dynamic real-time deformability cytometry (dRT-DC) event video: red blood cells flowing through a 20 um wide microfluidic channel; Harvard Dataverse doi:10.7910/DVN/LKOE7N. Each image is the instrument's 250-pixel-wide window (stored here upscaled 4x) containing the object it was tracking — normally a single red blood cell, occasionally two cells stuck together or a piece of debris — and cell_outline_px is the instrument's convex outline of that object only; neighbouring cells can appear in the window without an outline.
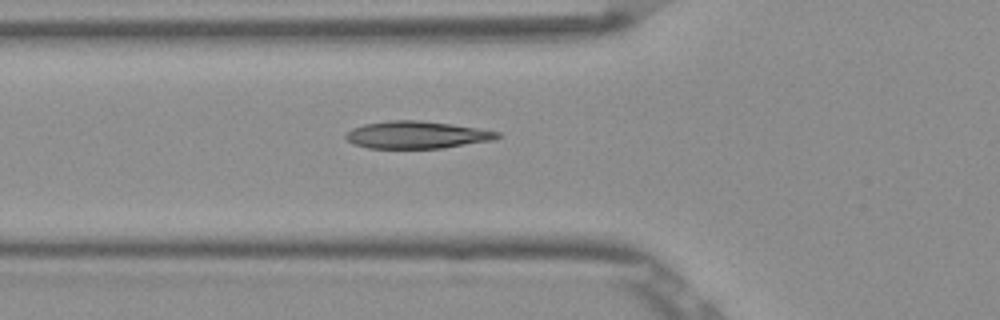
{"species": "Egyptian fruit bat (a non-hibernating species)", "species_latin": "Rousettus aegyptiacus", "temperature_condition": "room temperature", "stored_images_in_passage": 36, "camera_frame_rate_fps": 3000, "um_per_image_px": 0.085, "frame": {"image": 1, "passage_image": 2, "time_ms": 0.333, "image_size_px": [1000, 320], "cell_outline_px": [[500, 136], [492, 140], [440, 148], [368, 148], [352, 144], [344, 136], [352, 128], [364, 124], [388, 120], [420, 120], [452, 124], [500, 132]], "centroid_in_image_um": [35.37, 11.46], "position_along_channel_um": 90.4, "area_um2": 23.99}}
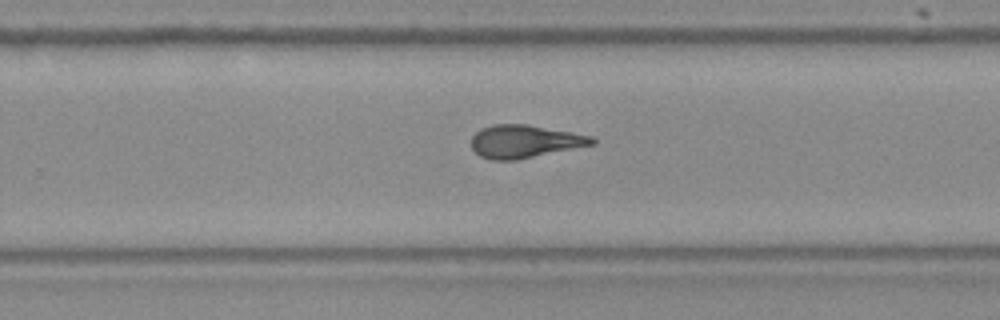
{"frame": {"image": 2, "passage_image": 17, "time_ms": 5.333, "image_size_px": [1000, 320], "cell_outline_px": [[596, 144], [516, 160], [492, 160], [480, 156], [472, 148], [472, 136], [480, 128], [492, 124], [528, 124], [572, 132], [592, 136], [596, 140]], "centroid_in_image_um": [44.6, 12.01], "position_along_channel_um": 285.2, "area_um2": 23.24}}
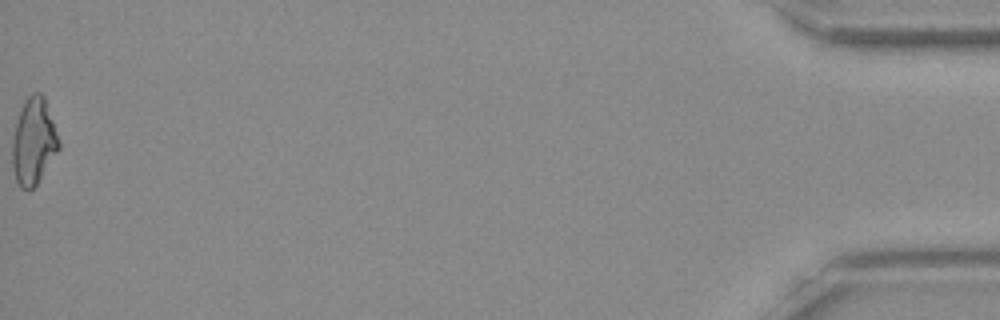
{"frame": {"image": 3, "passage_image": 36, "time_ms": 11.667, "image_size_px": [1000, 320], "cell_outline_px": [[60, 148], [36, 184], [28, 192], [20, 188], [16, 180], [12, 164], [12, 136], [16, 120], [20, 108], [24, 100], [32, 92], [40, 92], [44, 96], [60, 144]], "centroid_in_image_um": [2.82, 12.01], "position_along_channel_um": 432.4, "area_um2": 23.47}}